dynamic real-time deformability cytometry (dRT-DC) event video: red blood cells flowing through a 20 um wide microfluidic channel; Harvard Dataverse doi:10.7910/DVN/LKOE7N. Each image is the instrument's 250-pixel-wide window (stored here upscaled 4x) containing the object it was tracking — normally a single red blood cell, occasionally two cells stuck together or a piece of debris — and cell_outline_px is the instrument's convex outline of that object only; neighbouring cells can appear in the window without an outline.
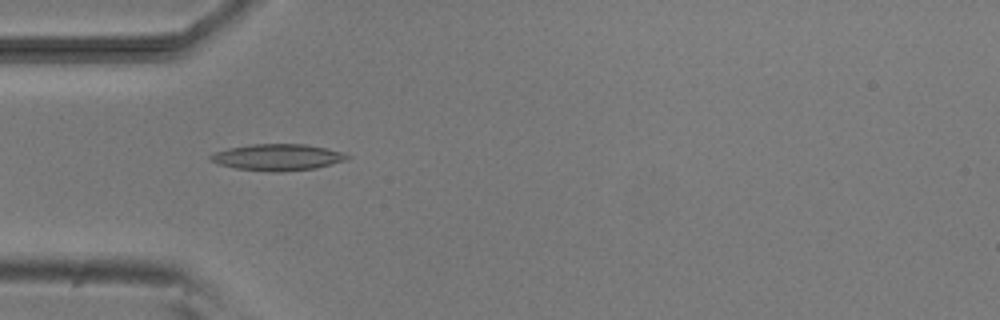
{"species": "common noctule bat (a hibernating species)", "species_latin": "Nyctalus noctula", "temperature_condition": "room temperature", "stored_images_in_passage": 3, "camera_frame_rate_fps": 3000, "um_per_image_px": 0.085, "animal": {"sex": "male", "body_mass_g": 20.5, "forearm_length_mm": 52.5}, "frame": {"image": 1, "passage_image": 2, "time_ms": 1.333, "image_size_px": [1000, 320], "cell_outline_px": [[352, 156], [344, 160], [316, 168], [280, 172], [276, 172], [236, 168], [220, 164], [212, 160], [208, 156], [216, 152], [228, 148], [248, 144], [304, 144], [344, 152]], "centroid_in_image_um": [23.61, 13.36], "position_along_channel_um": 61.4, "area_um2": 20.81}}
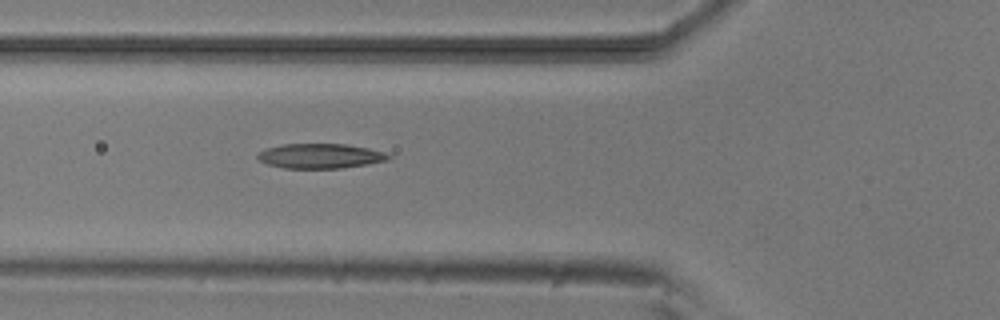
{"frame": {"image": 2, "passage_image": 3, "time_ms": 2.333, "image_size_px": [1000, 320], "cell_outline_px": [[392, 156], [388, 160], [368, 164], [340, 168], [284, 168], [268, 164], [260, 160], [256, 156], [264, 148], [284, 144], [344, 144], [368, 148], [384, 152]], "centroid_in_image_um": [27.22, 13.26], "position_along_channel_um": 98.6, "area_um2": 18.79}}